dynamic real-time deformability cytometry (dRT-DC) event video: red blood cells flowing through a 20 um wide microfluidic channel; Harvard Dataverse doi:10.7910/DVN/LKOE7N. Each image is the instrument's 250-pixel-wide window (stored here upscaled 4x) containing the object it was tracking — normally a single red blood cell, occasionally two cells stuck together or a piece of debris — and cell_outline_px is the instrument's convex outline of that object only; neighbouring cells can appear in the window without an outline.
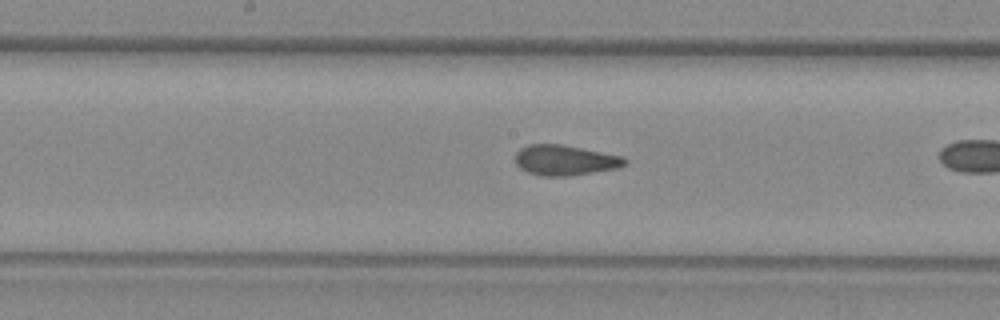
{"species": "common noctule bat (a hibernating species)", "species_latin": "Nyctalus noctula", "temperature_condition": "warm", "stored_images_in_passage": 14, "camera_frame_rate_fps": 3000, "um_per_image_px": 0.085, "animal": {"sex": "female", "body_mass_g": 29.2, "forearm_length_mm": 56.3}, "frame": {"image": 1, "passage_image": 12, "time_ms": 3.667, "image_size_px": [1000, 320], "cell_outline_px": [[628, 164], [620, 168], [568, 176], [540, 176], [528, 172], [520, 168], [516, 164], [516, 152], [520, 148], [528, 144], [560, 144], [624, 156], [628, 160]], "centroid_in_image_um": [48.06, 13.62], "position_along_channel_um": 200.1, "area_um2": 19.54}}